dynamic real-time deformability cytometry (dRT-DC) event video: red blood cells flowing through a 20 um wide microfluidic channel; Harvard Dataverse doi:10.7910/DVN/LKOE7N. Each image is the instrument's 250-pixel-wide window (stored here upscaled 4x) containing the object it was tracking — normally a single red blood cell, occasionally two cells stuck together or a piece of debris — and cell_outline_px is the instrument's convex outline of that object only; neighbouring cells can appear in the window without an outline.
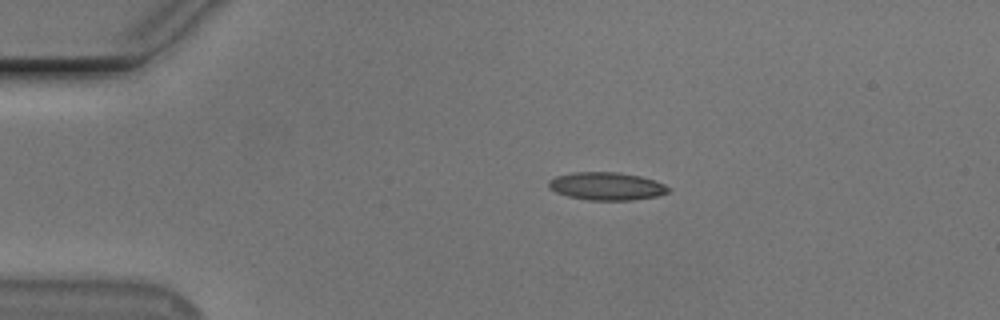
{"species": "Egyptian fruit bat (a non-hibernating species)", "species_latin": "Rousettus aegyptiacus", "temperature_condition": "cold", "stored_images_in_passage": 4, "camera_frame_rate_fps": 3000, "um_per_image_px": 0.085, "animal": {"sex": "male"}, "frame": {"image": 1, "passage_image": 2, "time_ms": 1.333, "image_size_px": [1000, 320], "cell_outline_px": [[672, 188], [668, 192], [656, 196], [632, 200], [588, 200], [568, 196], [556, 192], [548, 188], [548, 180], [556, 176], [572, 172], [620, 172], [640, 176], [664, 184]], "centroid_in_image_um": [51.54, 15.82], "position_along_channel_um": 33.5, "area_um2": 19.48}}
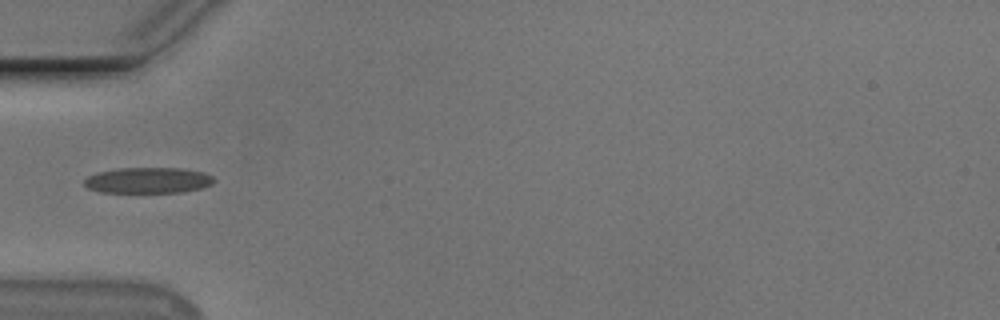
{"frame": {"image": 2, "passage_image": 4, "time_ms": 3.667, "image_size_px": [1000, 320], "cell_outline_px": [[216, 180], [212, 184], [200, 188], [180, 192], [100, 192], [88, 188], [84, 184], [84, 180], [88, 176], [96, 172], [116, 168], [184, 168], [204, 172], [212, 176]], "centroid_in_image_um": [12.58, 15.31], "position_along_channel_um": 72.4, "area_um2": 19.59}}